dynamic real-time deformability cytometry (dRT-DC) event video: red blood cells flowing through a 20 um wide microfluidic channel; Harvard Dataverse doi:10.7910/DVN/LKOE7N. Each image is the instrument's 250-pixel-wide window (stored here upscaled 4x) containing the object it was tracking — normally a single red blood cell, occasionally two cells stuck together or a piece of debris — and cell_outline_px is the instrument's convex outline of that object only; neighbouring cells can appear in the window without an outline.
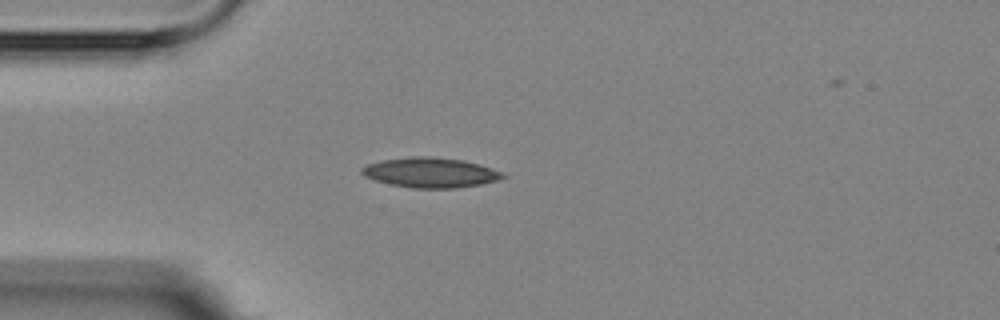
{"species": "Egyptian fruit bat (a non-hibernating species)", "species_latin": "Rousettus aegyptiacus", "temperature_condition": "room temperature", "stored_images_in_passage": 2, "camera_frame_rate_fps": 3000, "um_per_image_px": 0.085, "animal": {"sex": "female"}, "frame": {"image": 1, "passage_image": 1, "time_ms": 0.0, "image_size_px": [1000, 320], "cell_outline_px": [[508, 176], [496, 180], [480, 184], [456, 188], [412, 188], [392, 184], [376, 180], [364, 176], [360, 172], [360, 168], [368, 164], [380, 160], [408, 156], [432, 156], [460, 160], [480, 164], [492, 168]], "centroid_in_image_um": [36.55, 14.66], "position_along_channel_um": 48.4, "area_um2": 24.57}}